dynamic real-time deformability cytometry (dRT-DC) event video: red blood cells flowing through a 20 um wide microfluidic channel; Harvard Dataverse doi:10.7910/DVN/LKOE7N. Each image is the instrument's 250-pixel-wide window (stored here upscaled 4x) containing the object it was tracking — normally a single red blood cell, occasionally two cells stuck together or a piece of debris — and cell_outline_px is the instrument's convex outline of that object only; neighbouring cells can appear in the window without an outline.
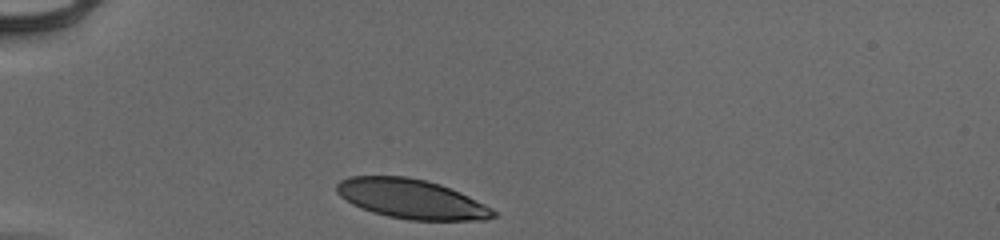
{"species": "human", "species_latin": "Homo sapiens", "temperature_condition": "cold", "stored_images_in_passage": 30, "camera_frame_rate_fps": 3000, "um_per_image_px": 0.085, "donor": {"sex": "male"}, "frame": {"image": 1, "passage_image": 1, "time_ms": 0.0, "image_size_px": [1000, 240], "cell_outline_px": [[496, 216], [484, 220], [408, 220], [388, 216], [372, 212], [352, 204], [340, 196], [336, 192], [336, 184], [340, 180], [348, 176], [408, 176], [440, 184], [460, 192], [484, 204], [496, 212]], "centroid_in_image_um": [34.93, 16.9], "position_along_channel_um": 50.1, "area_um2": 35.95}}
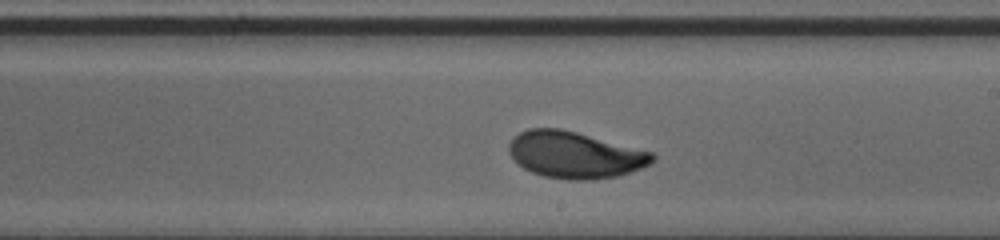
{"frame": {"image": 2, "passage_image": 18, "time_ms": 5.667, "image_size_px": [1000, 240], "cell_outline_px": [[656, 160], [652, 164], [616, 176], [592, 180], [568, 180], [544, 176], [532, 172], [524, 168], [508, 152], [508, 144], [520, 132], [528, 128], [560, 128], [576, 132], [652, 152], [656, 156]], "centroid_in_image_um": [48.87, 13.16], "position_along_channel_um": 240.1, "area_um2": 38.73}}
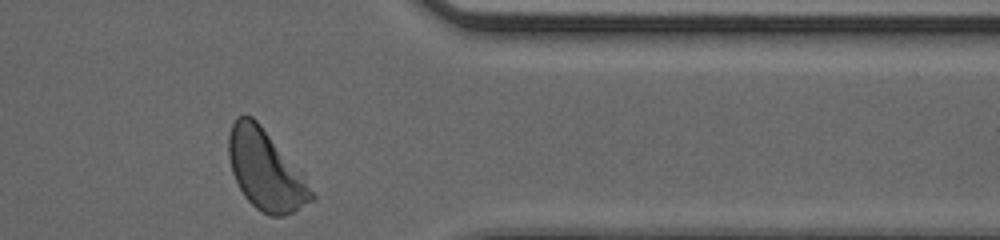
{"frame": {"image": 3, "passage_image": 30, "time_ms": 9.667, "image_size_px": [1000, 240], "cell_outline_px": [[316, 200], [284, 216], [272, 216], [256, 208], [244, 196], [232, 172], [228, 156], [228, 136], [232, 124], [236, 116], [252, 116], [260, 124], [304, 172], [316, 196]], "centroid_in_image_um": [22.62, 14.45], "position_along_channel_um": 388.8, "area_um2": 38.96}, "authors_computed_cell_mechanics": {"area_um2": 37.9457, "velocity_mm_per_s": 3.8984, "shape_relaxation_time_tau1_ms": 2.5082, "shape_relaxation_time_tau2_ms": null, "deformation_change_tau1": 0.1273, "deformation_change_tau2": null}}